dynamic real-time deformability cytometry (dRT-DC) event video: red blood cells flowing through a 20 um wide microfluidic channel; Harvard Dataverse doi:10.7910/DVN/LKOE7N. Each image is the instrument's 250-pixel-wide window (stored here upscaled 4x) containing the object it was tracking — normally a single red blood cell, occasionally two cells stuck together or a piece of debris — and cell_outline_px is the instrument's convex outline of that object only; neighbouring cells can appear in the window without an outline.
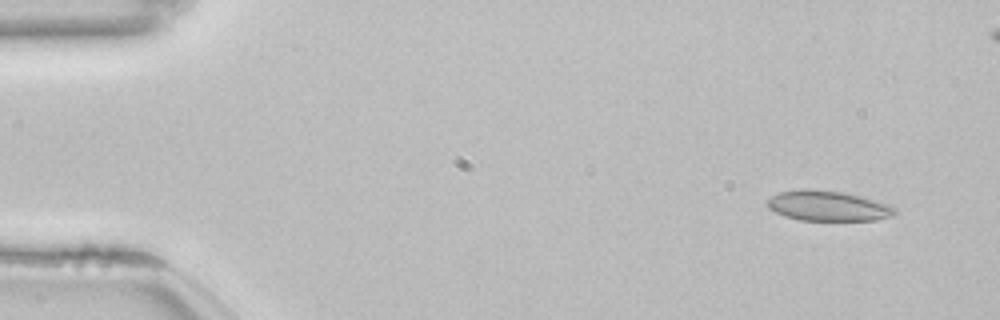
{"species": "common noctule bat (a hibernating species)", "species_latin": "Nyctalus noctula", "temperature_condition": "room temperature", "stored_images_in_passage": 37, "camera_frame_rate_fps": 3000, "um_per_image_px": 0.085, "animal": {"sex": "female", "body_mass_g": 22.7, "forearm_length_mm": 54.2}, "frame": {"image": 1, "passage_image": 4, "time_ms": 1.0, "image_size_px": [1000, 320], "cell_outline_px": [[896, 212], [892, 216], [876, 220], [800, 220], [784, 216], [768, 208], [764, 204], [772, 196], [780, 192], [804, 188], [808, 188], [844, 192], [860, 196], [888, 204], [896, 208]], "centroid_in_image_um": [70.35, 17.49], "position_along_channel_um": 14.7, "area_um2": 22.48}}
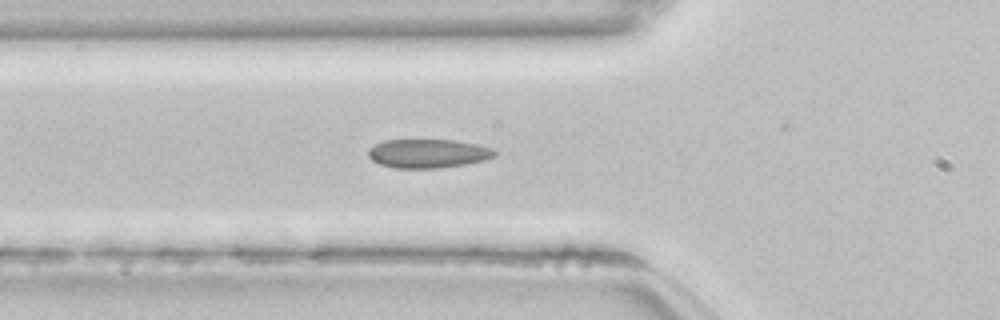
{"frame": {"image": 2, "passage_image": 19, "time_ms": 6.0, "image_size_px": [1000, 320], "cell_outline_px": [[496, 156], [488, 160], [440, 168], [392, 168], [380, 164], [372, 160], [368, 156], [368, 148], [384, 140], [452, 140], [476, 144], [492, 148], [496, 152]], "centroid_in_image_um": [36.38, 13.05], "position_along_channel_um": 89.4, "area_um2": 21.33}}
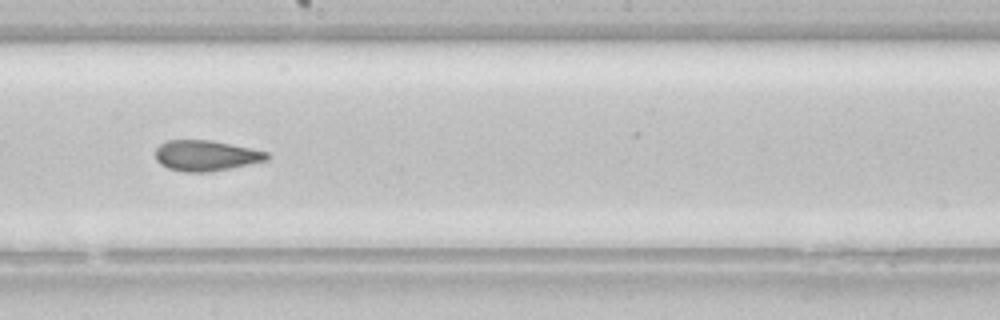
{"frame": {"image": 3, "passage_image": 30, "time_ms": 9.667, "image_size_px": [1000, 320], "cell_outline_px": [[268, 160], [232, 168], [208, 172], [184, 172], [168, 168], [160, 164], [156, 160], [156, 148], [160, 144], [168, 140], [212, 140], [252, 148], [268, 152]], "centroid_in_image_um": [17.51, 13.22], "position_along_channel_um": 230.7, "area_um2": 20.0}, "authors_computed_cell_mechanics": {"area_um2": 21.3282, "velocity_mm_per_s": 3.8318, "shape_relaxation_time_tau1_ms": null, "shape_relaxation_time_tau2_ms": 6.7686, "deformation_change_tau1": null, "deformation_change_tau2": 0.1391}}